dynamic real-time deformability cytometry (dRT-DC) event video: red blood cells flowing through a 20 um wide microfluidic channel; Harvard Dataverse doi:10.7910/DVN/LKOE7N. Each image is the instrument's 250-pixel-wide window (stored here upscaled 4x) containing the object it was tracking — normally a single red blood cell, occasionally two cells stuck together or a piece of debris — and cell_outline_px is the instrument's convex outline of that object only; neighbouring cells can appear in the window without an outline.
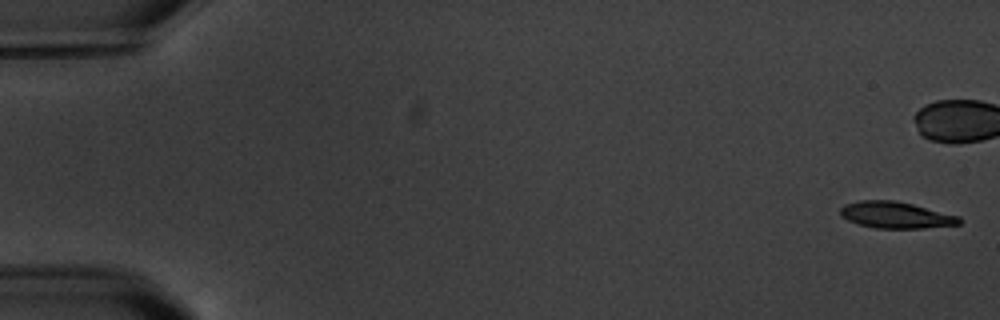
{"species": "common noctule bat (a hibernating species)", "species_latin": "Nyctalus noctula", "temperature_condition": "warm", "stored_images_in_passage": 5, "camera_frame_rate_fps": 3000, "um_per_image_px": 0.085, "animal": {"sex": "male", "body_mass_g": 20.1, "forearm_length_mm": 53.5}, "frame": {"image": 1, "passage_image": 1, "time_ms": 0.0, "image_size_px": [1000, 320], "cell_outline_px": [[964, 220], [960, 224], [924, 228], [876, 228], [860, 224], [848, 220], [840, 216], [840, 208], [844, 204], [860, 200], [892, 200], [912, 204], [960, 216]], "centroid_in_image_um": [76.16, 18.27], "position_along_channel_um": 8.8, "area_um2": 18.38}}